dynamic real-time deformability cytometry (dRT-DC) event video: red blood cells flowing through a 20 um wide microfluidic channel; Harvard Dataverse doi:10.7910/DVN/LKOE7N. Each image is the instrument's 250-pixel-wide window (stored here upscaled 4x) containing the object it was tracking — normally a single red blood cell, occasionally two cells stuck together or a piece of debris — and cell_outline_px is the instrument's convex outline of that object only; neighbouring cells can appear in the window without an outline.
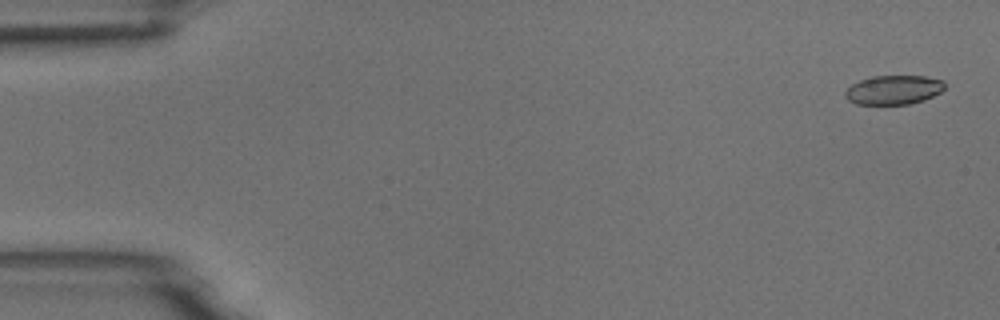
{"species": "common noctule bat (a hibernating species)", "species_latin": "Nyctalus noctula", "temperature_condition": "room temperature", "stored_images_in_passage": 6, "camera_frame_rate_fps": 3000, "um_per_image_px": 0.085, "animal": {"sex": "male", "body_mass_g": 18.8}, "frame": {"image": 1, "passage_image": 6, "time_ms": 6.0, "image_size_px": [1000, 320], "cell_outline_px": [[944, 88], [940, 92], [924, 100], [908, 104], [856, 104], [848, 100], [844, 96], [844, 92], [852, 84], [860, 80], [872, 76], [924, 76], [944, 80]], "centroid_in_image_um": [75.94, 7.63], "position_along_channel_um": 9.1, "area_um2": 16.88}}